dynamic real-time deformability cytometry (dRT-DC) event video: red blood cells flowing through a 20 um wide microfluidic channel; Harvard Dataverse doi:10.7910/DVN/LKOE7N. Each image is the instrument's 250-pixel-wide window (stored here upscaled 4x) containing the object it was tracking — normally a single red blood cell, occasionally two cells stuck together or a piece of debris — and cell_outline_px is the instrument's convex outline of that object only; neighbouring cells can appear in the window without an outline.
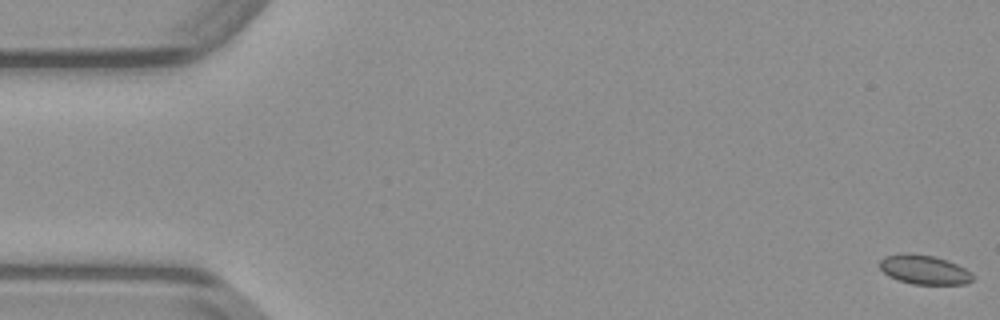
{"species": "common noctule bat (a hibernating species)", "species_latin": "Nyctalus noctula", "temperature_condition": "warm", "stored_images_in_passage": 12, "camera_frame_rate_fps": 3000, "um_per_image_px": 0.085, "animal": {"sex": "male", "body_mass_g": 23.1, "forearm_length_mm": 52.7}, "frame": {"image": 1, "passage_image": 1, "time_ms": 0.0, "image_size_px": [1000, 320], "cell_outline_px": [[972, 280], [968, 284], [912, 284], [888, 276], [880, 268], [880, 260], [884, 256], [904, 252], [908, 252], [936, 256], [956, 264], [972, 272]], "centroid_in_image_um": [78.54, 22.91], "position_along_channel_um": 6.5, "area_um2": 15.95}}